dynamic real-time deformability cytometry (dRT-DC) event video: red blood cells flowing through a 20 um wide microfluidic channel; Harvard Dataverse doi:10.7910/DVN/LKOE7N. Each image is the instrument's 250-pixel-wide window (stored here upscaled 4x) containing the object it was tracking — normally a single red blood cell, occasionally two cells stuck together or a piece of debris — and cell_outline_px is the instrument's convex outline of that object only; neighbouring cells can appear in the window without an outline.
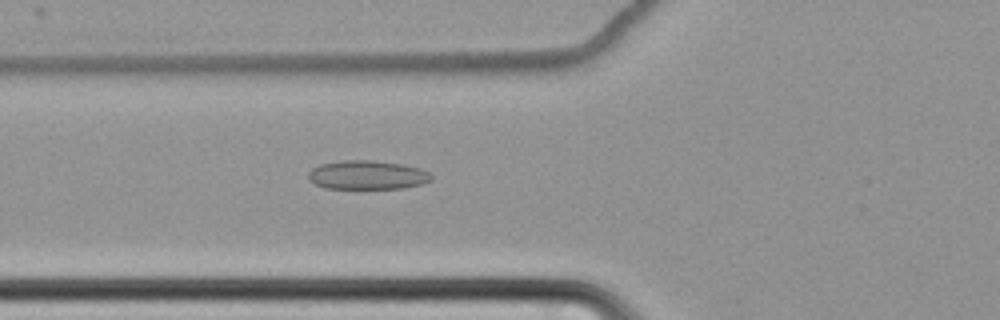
{"species": "common noctule bat (a hibernating species)", "species_latin": "Nyctalus noctula", "temperature_condition": "cold", "stored_images_in_passage": 62, "camera_frame_rate_fps": 3000, "um_per_image_px": 0.085, "animal": {"sex": "female", "body_mass_g": 22.7, "forearm_length_mm": 54.2}, "frame": {"image": 1, "passage_image": 27, "time_ms": 8.667, "image_size_px": [1000, 320], "cell_outline_px": [[432, 180], [424, 184], [404, 188], [324, 188], [308, 180], [308, 172], [312, 168], [320, 164], [344, 160], [372, 160], [404, 164], [420, 168], [428, 172], [432, 176]], "centroid_in_image_um": [31.23, 14.87], "position_along_channel_um": 94.6, "area_um2": 20.87}}
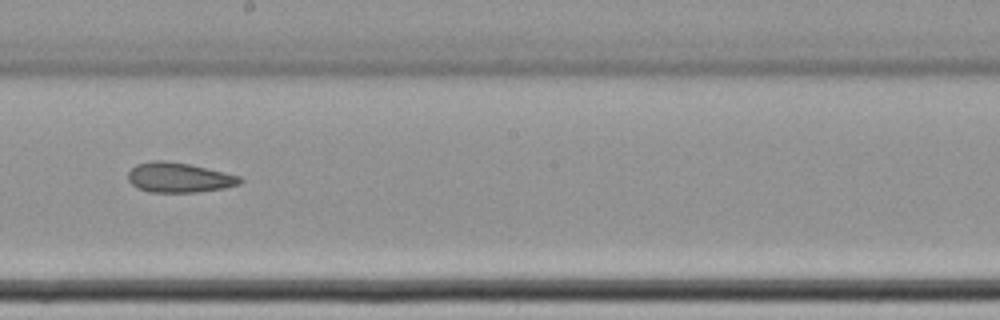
{"frame": {"image": 2, "passage_image": 39, "time_ms": 12.667, "image_size_px": [1000, 320], "cell_outline_px": [[244, 180], [240, 184], [224, 188], [196, 192], [148, 192], [136, 188], [128, 180], [128, 172], [136, 164], [152, 160], [164, 160], [192, 164], [240, 176]], "centroid_in_image_um": [15.21, 15.08], "position_along_channel_um": 233.0, "area_um2": 19.71}}
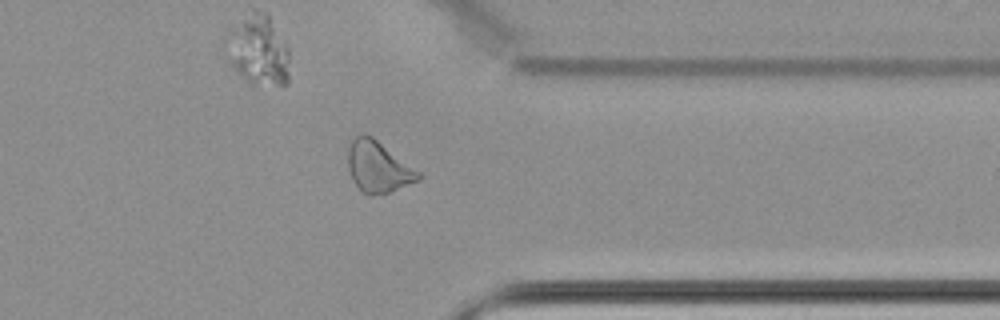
{"frame": {"image": 3, "passage_image": 52, "time_ms": 17.0, "image_size_px": [1000, 320], "cell_outline_px": [[424, 176], [420, 180], [388, 192], [372, 196], [368, 196], [352, 180], [348, 168], [348, 148], [352, 140], [360, 132], [364, 132], [372, 136], [420, 172]], "centroid_in_image_um": [32.14, 14.17], "position_along_channel_um": 379.3, "area_um2": 20.98}, "authors_computed_cell_mechanics": {"area_um2": 22.4264, "velocity_mm_per_s": 3.4627, "shape_relaxation_time_tau1_ms": null, "shape_relaxation_time_tau2_ms": 5.1362, "deformation_change_tau1": null, "deformation_change_tau2": 0.1145}}